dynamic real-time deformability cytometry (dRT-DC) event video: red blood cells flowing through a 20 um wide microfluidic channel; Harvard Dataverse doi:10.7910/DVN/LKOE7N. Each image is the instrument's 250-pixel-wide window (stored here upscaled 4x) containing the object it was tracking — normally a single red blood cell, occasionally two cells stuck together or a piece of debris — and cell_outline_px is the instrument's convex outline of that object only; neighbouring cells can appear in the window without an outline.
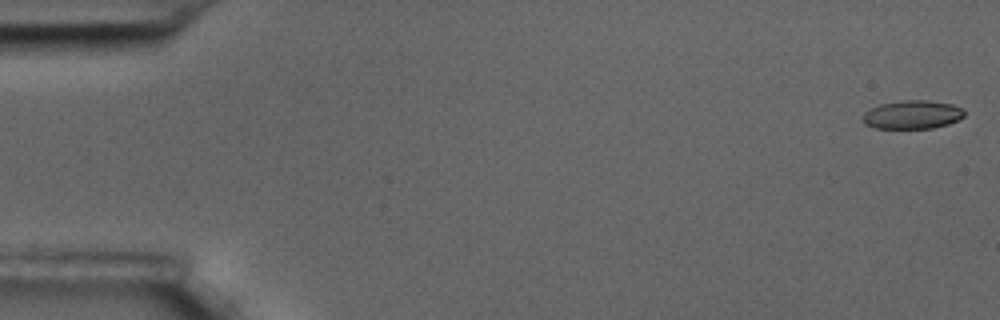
{"species": "common noctule bat (a hibernating species)", "species_latin": "Nyctalus noctula", "temperature_condition": "room temperature", "stored_images_in_passage": 59, "camera_frame_rate_fps": 3000, "um_per_image_px": 0.085, "animal": {"sex": "male", "body_mass_g": 17.5, "forearm_length_mm": 52.3}, "frame": {"image": 1, "passage_image": 1, "time_ms": 0.0, "image_size_px": [1000, 320], "cell_outline_px": [[964, 116], [948, 124], [932, 128], [876, 128], [864, 124], [860, 120], [860, 116], [864, 112], [880, 104], [904, 100], [928, 100], [952, 104], [964, 108]], "centroid_in_image_um": [77.51, 9.74], "position_along_channel_um": 7.5, "area_um2": 16.99}}
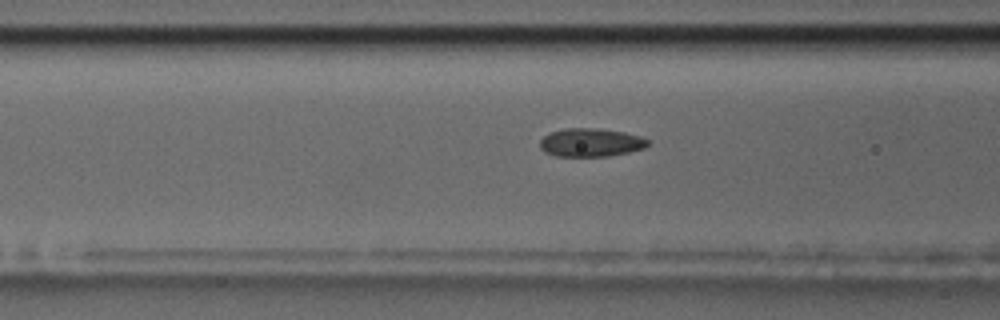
{"frame": {"image": 2, "passage_image": 23, "time_ms": 7.333, "image_size_px": [1000, 320], "cell_outline_px": [[648, 144], [644, 148], [628, 152], [608, 156], [556, 156], [544, 152], [540, 148], [540, 140], [548, 132], [564, 128], [592, 128], [624, 132], [640, 136], [648, 140]], "centroid_in_image_um": [50.17, 12.11], "position_along_channel_um": 116.4, "area_um2": 17.8}}
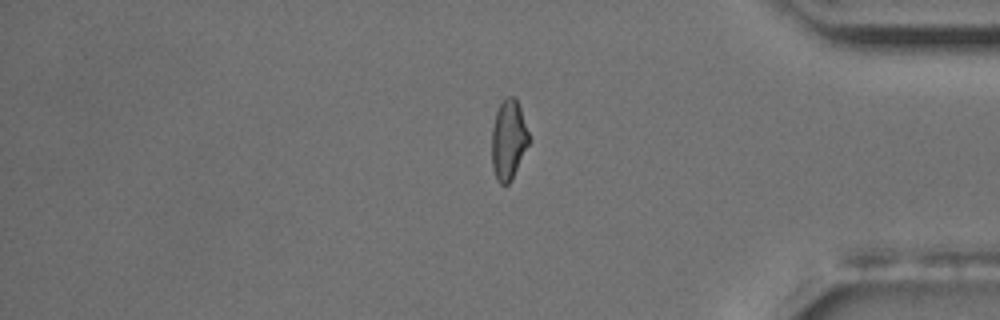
{"frame": {"image": 3, "passage_image": 49, "time_ms": 16.0, "image_size_px": [1000, 320], "cell_outline_px": [[532, 140], [512, 180], [508, 184], [500, 184], [496, 180], [492, 168], [492, 128], [496, 112], [500, 104], [508, 96], [512, 96], [516, 100], [520, 108]], "centroid_in_image_um": [43.25, 11.94], "position_along_channel_um": 392.0, "area_um2": 17.57}, "authors_computed_cell_mechanics": {"area_um2": 17.7446, "velocity_mm_per_s": 3.4521, "shape_relaxation_time_tau1_ms": 3.8646, "shape_relaxation_time_tau2_ms": 1.8658, "deformation_change_tau1": 0.132, "deformation_change_tau2": 0.0742}}